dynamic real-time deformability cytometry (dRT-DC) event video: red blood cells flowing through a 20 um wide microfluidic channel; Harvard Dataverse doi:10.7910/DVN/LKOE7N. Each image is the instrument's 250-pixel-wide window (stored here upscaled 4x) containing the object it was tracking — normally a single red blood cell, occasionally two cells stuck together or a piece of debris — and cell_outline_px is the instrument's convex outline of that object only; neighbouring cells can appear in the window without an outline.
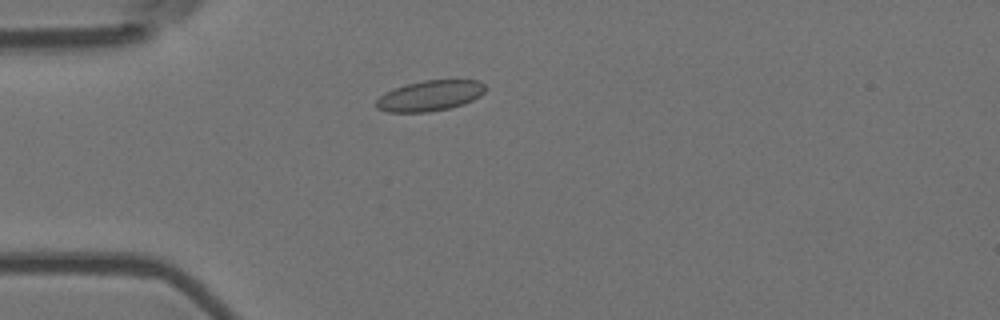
{"species": "Egyptian fruit bat (a non-hibernating species)", "species_latin": "Rousettus aegyptiacus", "temperature_condition": "room temperature", "stored_images_in_passage": 52, "camera_frame_rate_fps": 3000, "um_per_image_px": 0.085, "animal": {"sex": "female"}, "frame": {"image": 1, "passage_image": 11, "time_ms": 3.333, "image_size_px": [1000, 320], "cell_outline_px": [[484, 92], [480, 96], [464, 104], [448, 108], [428, 112], [388, 112], [376, 108], [376, 100], [384, 92], [392, 88], [404, 84], [424, 80], [480, 80], [484, 84]], "centroid_in_image_um": [36.51, 8.13], "position_along_channel_um": 48.5, "area_um2": 19.54}}
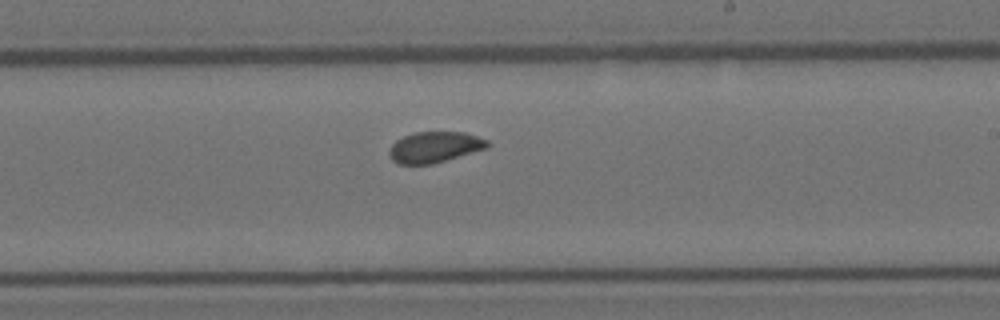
{"frame": {"image": 2, "passage_image": 29, "time_ms": 9.333, "image_size_px": [1000, 320], "cell_outline_px": [[488, 148], [432, 164], [396, 164], [388, 156], [388, 152], [392, 144], [396, 140], [404, 136], [416, 132], [464, 132], [488, 140]], "centroid_in_image_um": [36.91, 12.51], "position_along_channel_um": 252.1, "area_um2": 17.69}}
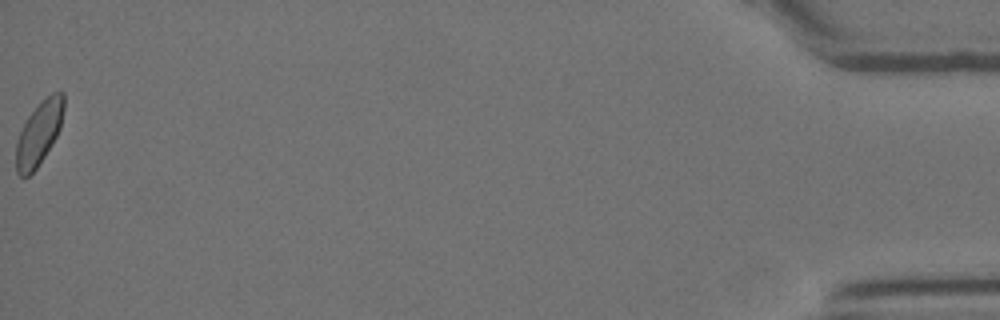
{"frame": {"image": 3, "passage_image": 52, "time_ms": 17.0, "image_size_px": [1000, 320], "cell_outline_px": [[64, 108], [60, 128], [52, 144], [36, 168], [28, 176], [20, 176], [16, 172], [16, 140], [28, 116], [40, 100], [52, 92], [64, 92]], "centroid_in_image_um": [3.31, 11.29], "position_along_channel_um": 431.9, "area_um2": 17.69}, "authors_computed_cell_mechanics": {"area_um2": 18.2359, "velocity_mm_per_s": 3.6321, "shape_relaxation_time_tau1_ms": 11.3863, "shape_relaxation_time_tau2_ms": 1.5828, "deformation_change_tau1": 0.1387, "deformation_change_tau2": 0.0489}}